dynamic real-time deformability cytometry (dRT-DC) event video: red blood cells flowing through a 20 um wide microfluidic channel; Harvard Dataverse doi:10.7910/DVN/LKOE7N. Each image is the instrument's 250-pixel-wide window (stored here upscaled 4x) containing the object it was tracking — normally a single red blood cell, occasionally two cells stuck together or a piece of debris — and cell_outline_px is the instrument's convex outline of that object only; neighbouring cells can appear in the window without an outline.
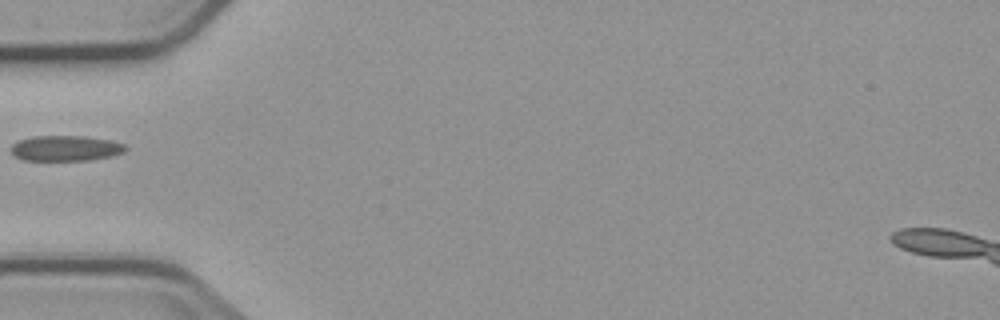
{"species": "common noctule bat (a hibernating species)", "species_latin": "Nyctalus noctula", "temperature_condition": "cold", "stored_images_in_passage": 4, "camera_frame_rate_fps": 3000, "um_per_image_px": 0.085, "animal": {"sex": "male", "body_mass_g": 23.1, "forearm_length_mm": 52.7}, "frame": {"image": 1, "passage_image": 4, "time_ms": 5.0, "image_size_px": [1000, 320], "cell_outline_px": [[128, 148], [124, 152], [112, 156], [88, 160], [24, 160], [16, 156], [12, 152], [12, 144], [16, 140], [32, 136], [84, 136], [112, 140], [124, 144]], "centroid_in_image_um": [5.59, 12.59], "position_along_channel_um": 79.4, "area_um2": 17.05}}